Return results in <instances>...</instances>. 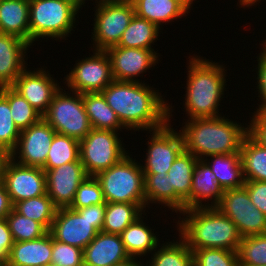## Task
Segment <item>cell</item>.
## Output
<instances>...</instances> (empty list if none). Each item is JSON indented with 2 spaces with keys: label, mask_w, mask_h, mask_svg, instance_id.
I'll return each instance as SVG.
<instances>
[{
  "label": "cell",
  "mask_w": 266,
  "mask_h": 266,
  "mask_svg": "<svg viewBox=\"0 0 266 266\" xmlns=\"http://www.w3.org/2000/svg\"><path fill=\"white\" fill-rule=\"evenodd\" d=\"M144 82L113 80L101 92L128 131H152L169 122L164 95Z\"/></svg>",
  "instance_id": "obj_1"
},
{
  "label": "cell",
  "mask_w": 266,
  "mask_h": 266,
  "mask_svg": "<svg viewBox=\"0 0 266 266\" xmlns=\"http://www.w3.org/2000/svg\"><path fill=\"white\" fill-rule=\"evenodd\" d=\"M188 59L186 94L183 97V109L189 116L187 120L222 116L219 106L226 91V67L197 55Z\"/></svg>",
  "instance_id": "obj_2"
},
{
  "label": "cell",
  "mask_w": 266,
  "mask_h": 266,
  "mask_svg": "<svg viewBox=\"0 0 266 266\" xmlns=\"http://www.w3.org/2000/svg\"><path fill=\"white\" fill-rule=\"evenodd\" d=\"M179 130L184 150L197 159L210 155L240 153L242 142L249 133L245 127L225 116L190 119Z\"/></svg>",
  "instance_id": "obj_3"
},
{
  "label": "cell",
  "mask_w": 266,
  "mask_h": 266,
  "mask_svg": "<svg viewBox=\"0 0 266 266\" xmlns=\"http://www.w3.org/2000/svg\"><path fill=\"white\" fill-rule=\"evenodd\" d=\"M176 229L191 251L222 248L237 251L241 236L236 225L216 207H199L180 213Z\"/></svg>",
  "instance_id": "obj_4"
},
{
  "label": "cell",
  "mask_w": 266,
  "mask_h": 266,
  "mask_svg": "<svg viewBox=\"0 0 266 266\" xmlns=\"http://www.w3.org/2000/svg\"><path fill=\"white\" fill-rule=\"evenodd\" d=\"M80 9L78 0H29L30 46L40 38H67Z\"/></svg>",
  "instance_id": "obj_5"
},
{
  "label": "cell",
  "mask_w": 266,
  "mask_h": 266,
  "mask_svg": "<svg viewBox=\"0 0 266 266\" xmlns=\"http://www.w3.org/2000/svg\"><path fill=\"white\" fill-rule=\"evenodd\" d=\"M106 203L73 210L58 208L49 233L52 238L84 249L102 230Z\"/></svg>",
  "instance_id": "obj_6"
},
{
  "label": "cell",
  "mask_w": 266,
  "mask_h": 266,
  "mask_svg": "<svg viewBox=\"0 0 266 266\" xmlns=\"http://www.w3.org/2000/svg\"><path fill=\"white\" fill-rule=\"evenodd\" d=\"M132 158L128 154L119 163L95 176L100 182L106 203L146 205L141 163Z\"/></svg>",
  "instance_id": "obj_7"
},
{
  "label": "cell",
  "mask_w": 266,
  "mask_h": 266,
  "mask_svg": "<svg viewBox=\"0 0 266 266\" xmlns=\"http://www.w3.org/2000/svg\"><path fill=\"white\" fill-rule=\"evenodd\" d=\"M65 90L60 88L54 94L42 118L56 133L81 141L92 130L83 104V94Z\"/></svg>",
  "instance_id": "obj_8"
},
{
  "label": "cell",
  "mask_w": 266,
  "mask_h": 266,
  "mask_svg": "<svg viewBox=\"0 0 266 266\" xmlns=\"http://www.w3.org/2000/svg\"><path fill=\"white\" fill-rule=\"evenodd\" d=\"M119 135L112 130L92 128L86 137L79 141L80 161L88 176H96L130 154L124 148Z\"/></svg>",
  "instance_id": "obj_9"
},
{
  "label": "cell",
  "mask_w": 266,
  "mask_h": 266,
  "mask_svg": "<svg viewBox=\"0 0 266 266\" xmlns=\"http://www.w3.org/2000/svg\"><path fill=\"white\" fill-rule=\"evenodd\" d=\"M91 38L92 50L106 51L117 46L124 30L135 15L131 0L96 3ZM94 48V49H93Z\"/></svg>",
  "instance_id": "obj_10"
},
{
  "label": "cell",
  "mask_w": 266,
  "mask_h": 266,
  "mask_svg": "<svg viewBox=\"0 0 266 266\" xmlns=\"http://www.w3.org/2000/svg\"><path fill=\"white\" fill-rule=\"evenodd\" d=\"M173 106L169 103V122L162 128L149 131L145 163L141 164L143 174H167L173 162L184 150L183 138L174 130L170 117L173 118ZM152 132V133H151Z\"/></svg>",
  "instance_id": "obj_11"
},
{
  "label": "cell",
  "mask_w": 266,
  "mask_h": 266,
  "mask_svg": "<svg viewBox=\"0 0 266 266\" xmlns=\"http://www.w3.org/2000/svg\"><path fill=\"white\" fill-rule=\"evenodd\" d=\"M215 207L236 225L242 238L266 233V216L251 202L244 186L224 190Z\"/></svg>",
  "instance_id": "obj_12"
},
{
  "label": "cell",
  "mask_w": 266,
  "mask_h": 266,
  "mask_svg": "<svg viewBox=\"0 0 266 266\" xmlns=\"http://www.w3.org/2000/svg\"><path fill=\"white\" fill-rule=\"evenodd\" d=\"M92 51L93 55L77 60L65 76L66 90L80 94L101 93L114 80L106 51Z\"/></svg>",
  "instance_id": "obj_13"
},
{
  "label": "cell",
  "mask_w": 266,
  "mask_h": 266,
  "mask_svg": "<svg viewBox=\"0 0 266 266\" xmlns=\"http://www.w3.org/2000/svg\"><path fill=\"white\" fill-rule=\"evenodd\" d=\"M56 131L42 118L21 131L11 159L25 166L43 168Z\"/></svg>",
  "instance_id": "obj_14"
},
{
  "label": "cell",
  "mask_w": 266,
  "mask_h": 266,
  "mask_svg": "<svg viewBox=\"0 0 266 266\" xmlns=\"http://www.w3.org/2000/svg\"><path fill=\"white\" fill-rule=\"evenodd\" d=\"M2 179L13 205L46 194V174L42 168L21 165L10 158Z\"/></svg>",
  "instance_id": "obj_15"
},
{
  "label": "cell",
  "mask_w": 266,
  "mask_h": 266,
  "mask_svg": "<svg viewBox=\"0 0 266 266\" xmlns=\"http://www.w3.org/2000/svg\"><path fill=\"white\" fill-rule=\"evenodd\" d=\"M106 53L110 58L114 80L133 82H140L138 77L151 70L152 66L154 68L160 56L157 51L120 46H113Z\"/></svg>",
  "instance_id": "obj_16"
},
{
  "label": "cell",
  "mask_w": 266,
  "mask_h": 266,
  "mask_svg": "<svg viewBox=\"0 0 266 266\" xmlns=\"http://www.w3.org/2000/svg\"><path fill=\"white\" fill-rule=\"evenodd\" d=\"M45 174L46 193L57 208L71 206L79 185L88 176L81 161L49 169Z\"/></svg>",
  "instance_id": "obj_17"
},
{
  "label": "cell",
  "mask_w": 266,
  "mask_h": 266,
  "mask_svg": "<svg viewBox=\"0 0 266 266\" xmlns=\"http://www.w3.org/2000/svg\"><path fill=\"white\" fill-rule=\"evenodd\" d=\"M29 69L26 68L16 78L12 87L43 115L61 85L57 83L55 78L51 77L50 71H46V68L41 67L33 71Z\"/></svg>",
  "instance_id": "obj_18"
},
{
  "label": "cell",
  "mask_w": 266,
  "mask_h": 266,
  "mask_svg": "<svg viewBox=\"0 0 266 266\" xmlns=\"http://www.w3.org/2000/svg\"><path fill=\"white\" fill-rule=\"evenodd\" d=\"M128 259L120 234L99 231L83 249L84 266H114Z\"/></svg>",
  "instance_id": "obj_19"
},
{
  "label": "cell",
  "mask_w": 266,
  "mask_h": 266,
  "mask_svg": "<svg viewBox=\"0 0 266 266\" xmlns=\"http://www.w3.org/2000/svg\"><path fill=\"white\" fill-rule=\"evenodd\" d=\"M29 47L27 42L17 36L0 32V87L12 86L27 68Z\"/></svg>",
  "instance_id": "obj_20"
},
{
  "label": "cell",
  "mask_w": 266,
  "mask_h": 266,
  "mask_svg": "<svg viewBox=\"0 0 266 266\" xmlns=\"http://www.w3.org/2000/svg\"><path fill=\"white\" fill-rule=\"evenodd\" d=\"M198 159L183 150L167 172L170 188L175 190V212L191 209V186L194 167Z\"/></svg>",
  "instance_id": "obj_21"
},
{
  "label": "cell",
  "mask_w": 266,
  "mask_h": 266,
  "mask_svg": "<svg viewBox=\"0 0 266 266\" xmlns=\"http://www.w3.org/2000/svg\"><path fill=\"white\" fill-rule=\"evenodd\" d=\"M223 194L224 190L209 165L203 159H198L192 176L191 208L215 207ZM209 200H212L211 204Z\"/></svg>",
  "instance_id": "obj_22"
},
{
  "label": "cell",
  "mask_w": 266,
  "mask_h": 266,
  "mask_svg": "<svg viewBox=\"0 0 266 266\" xmlns=\"http://www.w3.org/2000/svg\"><path fill=\"white\" fill-rule=\"evenodd\" d=\"M52 236L49 232L41 238L14 242L11 248L8 266H43L51 264Z\"/></svg>",
  "instance_id": "obj_23"
},
{
  "label": "cell",
  "mask_w": 266,
  "mask_h": 266,
  "mask_svg": "<svg viewBox=\"0 0 266 266\" xmlns=\"http://www.w3.org/2000/svg\"><path fill=\"white\" fill-rule=\"evenodd\" d=\"M0 32L30 45L29 0H0Z\"/></svg>",
  "instance_id": "obj_24"
},
{
  "label": "cell",
  "mask_w": 266,
  "mask_h": 266,
  "mask_svg": "<svg viewBox=\"0 0 266 266\" xmlns=\"http://www.w3.org/2000/svg\"><path fill=\"white\" fill-rule=\"evenodd\" d=\"M144 216L131 223L121 234L126 253L130 258L145 257L150 255L160 245V239L146 222ZM153 230V231H152ZM153 251V252H152Z\"/></svg>",
  "instance_id": "obj_25"
},
{
  "label": "cell",
  "mask_w": 266,
  "mask_h": 266,
  "mask_svg": "<svg viewBox=\"0 0 266 266\" xmlns=\"http://www.w3.org/2000/svg\"><path fill=\"white\" fill-rule=\"evenodd\" d=\"M135 14L156 24L160 29L164 23L182 19L189 12L176 0H131ZM163 23V24H162Z\"/></svg>",
  "instance_id": "obj_26"
},
{
  "label": "cell",
  "mask_w": 266,
  "mask_h": 266,
  "mask_svg": "<svg viewBox=\"0 0 266 266\" xmlns=\"http://www.w3.org/2000/svg\"><path fill=\"white\" fill-rule=\"evenodd\" d=\"M208 158L203 160L209 165L223 190L244 186L240 153L210 155Z\"/></svg>",
  "instance_id": "obj_27"
},
{
  "label": "cell",
  "mask_w": 266,
  "mask_h": 266,
  "mask_svg": "<svg viewBox=\"0 0 266 266\" xmlns=\"http://www.w3.org/2000/svg\"><path fill=\"white\" fill-rule=\"evenodd\" d=\"M83 104L92 128L115 132L126 129L102 93L83 94Z\"/></svg>",
  "instance_id": "obj_28"
},
{
  "label": "cell",
  "mask_w": 266,
  "mask_h": 266,
  "mask_svg": "<svg viewBox=\"0 0 266 266\" xmlns=\"http://www.w3.org/2000/svg\"><path fill=\"white\" fill-rule=\"evenodd\" d=\"M240 157L245 181H266V147L250 133L242 142Z\"/></svg>",
  "instance_id": "obj_29"
},
{
  "label": "cell",
  "mask_w": 266,
  "mask_h": 266,
  "mask_svg": "<svg viewBox=\"0 0 266 266\" xmlns=\"http://www.w3.org/2000/svg\"><path fill=\"white\" fill-rule=\"evenodd\" d=\"M146 205L135 203H106L102 232L121 234L131 223L145 213Z\"/></svg>",
  "instance_id": "obj_30"
},
{
  "label": "cell",
  "mask_w": 266,
  "mask_h": 266,
  "mask_svg": "<svg viewBox=\"0 0 266 266\" xmlns=\"http://www.w3.org/2000/svg\"><path fill=\"white\" fill-rule=\"evenodd\" d=\"M160 30L162 29L156 24L135 14L128 27L124 30L117 46L155 51L152 47L154 42L159 40V33L162 32Z\"/></svg>",
  "instance_id": "obj_31"
},
{
  "label": "cell",
  "mask_w": 266,
  "mask_h": 266,
  "mask_svg": "<svg viewBox=\"0 0 266 266\" xmlns=\"http://www.w3.org/2000/svg\"><path fill=\"white\" fill-rule=\"evenodd\" d=\"M178 238L160 244L151 259L146 260V266H193V252L180 236Z\"/></svg>",
  "instance_id": "obj_32"
},
{
  "label": "cell",
  "mask_w": 266,
  "mask_h": 266,
  "mask_svg": "<svg viewBox=\"0 0 266 266\" xmlns=\"http://www.w3.org/2000/svg\"><path fill=\"white\" fill-rule=\"evenodd\" d=\"M13 209L17 213L40 223L49 231L58 208L46 193L42 196L16 202L13 205Z\"/></svg>",
  "instance_id": "obj_33"
},
{
  "label": "cell",
  "mask_w": 266,
  "mask_h": 266,
  "mask_svg": "<svg viewBox=\"0 0 266 266\" xmlns=\"http://www.w3.org/2000/svg\"><path fill=\"white\" fill-rule=\"evenodd\" d=\"M144 192L146 207L155 203L175 211V190L170 188L167 174H144Z\"/></svg>",
  "instance_id": "obj_34"
},
{
  "label": "cell",
  "mask_w": 266,
  "mask_h": 266,
  "mask_svg": "<svg viewBox=\"0 0 266 266\" xmlns=\"http://www.w3.org/2000/svg\"><path fill=\"white\" fill-rule=\"evenodd\" d=\"M0 93L8 100L11 116L20 131L42 119V114L33 108L12 86L0 87Z\"/></svg>",
  "instance_id": "obj_35"
},
{
  "label": "cell",
  "mask_w": 266,
  "mask_h": 266,
  "mask_svg": "<svg viewBox=\"0 0 266 266\" xmlns=\"http://www.w3.org/2000/svg\"><path fill=\"white\" fill-rule=\"evenodd\" d=\"M80 161L79 141L66 135L55 133L44 167V171Z\"/></svg>",
  "instance_id": "obj_36"
},
{
  "label": "cell",
  "mask_w": 266,
  "mask_h": 266,
  "mask_svg": "<svg viewBox=\"0 0 266 266\" xmlns=\"http://www.w3.org/2000/svg\"><path fill=\"white\" fill-rule=\"evenodd\" d=\"M6 221L14 242L35 240L48 232L40 223L17 213L14 209L6 217Z\"/></svg>",
  "instance_id": "obj_37"
},
{
  "label": "cell",
  "mask_w": 266,
  "mask_h": 266,
  "mask_svg": "<svg viewBox=\"0 0 266 266\" xmlns=\"http://www.w3.org/2000/svg\"><path fill=\"white\" fill-rule=\"evenodd\" d=\"M239 265L266 266V233L241 238Z\"/></svg>",
  "instance_id": "obj_38"
},
{
  "label": "cell",
  "mask_w": 266,
  "mask_h": 266,
  "mask_svg": "<svg viewBox=\"0 0 266 266\" xmlns=\"http://www.w3.org/2000/svg\"><path fill=\"white\" fill-rule=\"evenodd\" d=\"M193 266H239L237 251L222 248L194 250Z\"/></svg>",
  "instance_id": "obj_39"
},
{
  "label": "cell",
  "mask_w": 266,
  "mask_h": 266,
  "mask_svg": "<svg viewBox=\"0 0 266 266\" xmlns=\"http://www.w3.org/2000/svg\"><path fill=\"white\" fill-rule=\"evenodd\" d=\"M20 133L11 116L8 100L0 93V147L11 153L17 145Z\"/></svg>",
  "instance_id": "obj_40"
},
{
  "label": "cell",
  "mask_w": 266,
  "mask_h": 266,
  "mask_svg": "<svg viewBox=\"0 0 266 266\" xmlns=\"http://www.w3.org/2000/svg\"><path fill=\"white\" fill-rule=\"evenodd\" d=\"M106 203L100 182L95 176H87L79 185L73 203V210Z\"/></svg>",
  "instance_id": "obj_41"
},
{
  "label": "cell",
  "mask_w": 266,
  "mask_h": 266,
  "mask_svg": "<svg viewBox=\"0 0 266 266\" xmlns=\"http://www.w3.org/2000/svg\"><path fill=\"white\" fill-rule=\"evenodd\" d=\"M51 264L56 266H84L83 249L52 238Z\"/></svg>",
  "instance_id": "obj_42"
},
{
  "label": "cell",
  "mask_w": 266,
  "mask_h": 266,
  "mask_svg": "<svg viewBox=\"0 0 266 266\" xmlns=\"http://www.w3.org/2000/svg\"><path fill=\"white\" fill-rule=\"evenodd\" d=\"M263 51H261V53L258 54L257 61H258V65H257V91H258V97L260 99V103L258 104V108L256 111H260V110H266V47H262Z\"/></svg>",
  "instance_id": "obj_43"
},
{
  "label": "cell",
  "mask_w": 266,
  "mask_h": 266,
  "mask_svg": "<svg viewBox=\"0 0 266 266\" xmlns=\"http://www.w3.org/2000/svg\"><path fill=\"white\" fill-rule=\"evenodd\" d=\"M251 202L266 216V181H245Z\"/></svg>",
  "instance_id": "obj_44"
},
{
  "label": "cell",
  "mask_w": 266,
  "mask_h": 266,
  "mask_svg": "<svg viewBox=\"0 0 266 266\" xmlns=\"http://www.w3.org/2000/svg\"><path fill=\"white\" fill-rule=\"evenodd\" d=\"M249 124V133L264 147H266V110L252 113Z\"/></svg>",
  "instance_id": "obj_45"
},
{
  "label": "cell",
  "mask_w": 266,
  "mask_h": 266,
  "mask_svg": "<svg viewBox=\"0 0 266 266\" xmlns=\"http://www.w3.org/2000/svg\"><path fill=\"white\" fill-rule=\"evenodd\" d=\"M13 243L6 218L0 219V260H8Z\"/></svg>",
  "instance_id": "obj_46"
},
{
  "label": "cell",
  "mask_w": 266,
  "mask_h": 266,
  "mask_svg": "<svg viewBox=\"0 0 266 266\" xmlns=\"http://www.w3.org/2000/svg\"><path fill=\"white\" fill-rule=\"evenodd\" d=\"M13 209L9 194L6 191L3 179H0V219H5Z\"/></svg>",
  "instance_id": "obj_47"
},
{
  "label": "cell",
  "mask_w": 266,
  "mask_h": 266,
  "mask_svg": "<svg viewBox=\"0 0 266 266\" xmlns=\"http://www.w3.org/2000/svg\"><path fill=\"white\" fill-rule=\"evenodd\" d=\"M10 158V153L3 147H0V179L3 178L5 166Z\"/></svg>",
  "instance_id": "obj_48"
},
{
  "label": "cell",
  "mask_w": 266,
  "mask_h": 266,
  "mask_svg": "<svg viewBox=\"0 0 266 266\" xmlns=\"http://www.w3.org/2000/svg\"><path fill=\"white\" fill-rule=\"evenodd\" d=\"M138 259L139 258H130L127 261L116 264L114 266H146V264L143 263L144 261H140L142 259H139V261Z\"/></svg>",
  "instance_id": "obj_49"
},
{
  "label": "cell",
  "mask_w": 266,
  "mask_h": 266,
  "mask_svg": "<svg viewBox=\"0 0 266 266\" xmlns=\"http://www.w3.org/2000/svg\"><path fill=\"white\" fill-rule=\"evenodd\" d=\"M261 0H238V4L241 5V8H246L249 6H255V4L257 5L258 3H260Z\"/></svg>",
  "instance_id": "obj_50"
},
{
  "label": "cell",
  "mask_w": 266,
  "mask_h": 266,
  "mask_svg": "<svg viewBox=\"0 0 266 266\" xmlns=\"http://www.w3.org/2000/svg\"><path fill=\"white\" fill-rule=\"evenodd\" d=\"M178 3H180L189 13L190 8H192L193 1L195 0H176Z\"/></svg>",
  "instance_id": "obj_51"
},
{
  "label": "cell",
  "mask_w": 266,
  "mask_h": 266,
  "mask_svg": "<svg viewBox=\"0 0 266 266\" xmlns=\"http://www.w3.org/2000/svg\"><path fill=\"white\" fill-rule=\"evenodd\" d=\"M78 1H79L81 8H83L82 6L85 4L86 0H78ZM91 1H93V0H91ZM110 1H119V0H95V3L110 2Z\"/></svg>",
  "instance_id": "obj_52"
},
{
  "label": "cell",
  "mask_w": 266,
  "mask_h": 266,
  "mask_svg": "<svg viewBox=\"0 0 266 266\" xmlns=\"http://www.w3.org/2000/svg\"><path fill=\"white\" fill-rule=\"evenodd\" d=\"M8 260H0V266H8Z\"/></svg>",
  "instance_id": "obj_53"
},
{
  "label": "cell",
  "mask_w": 266,
  "mask_h": 266,
  "mask_svg": "<svg viewBox=\"0 0 266 266\" xmlns=\"http://www.w3.org/2000/svg\"><path fill=\"white\" fill-rule=\"evenodd\" d=\"M264 41H265V42H264ZM262 42H263L264 44H263V43H261V45H260V46H264V47H266V38H265V40H263Z\"/></svg>",
  "instance_id": "obj_54"
},
{
  "label": "cell",
  "mask_w": 266,
  "mask_h": 266,
  "mask_svg": "<svg viewBox=\"0 0 266 266\" xmlns=\"http://www.w3.org/2000/svg\"><path fill=\"white\" fill-rule=\"evenodd\" d=\"M43 266H56L54 264H47V265H43Z\"/></svg>",
  "instance_id": "obj_55"
}]
</instances>
